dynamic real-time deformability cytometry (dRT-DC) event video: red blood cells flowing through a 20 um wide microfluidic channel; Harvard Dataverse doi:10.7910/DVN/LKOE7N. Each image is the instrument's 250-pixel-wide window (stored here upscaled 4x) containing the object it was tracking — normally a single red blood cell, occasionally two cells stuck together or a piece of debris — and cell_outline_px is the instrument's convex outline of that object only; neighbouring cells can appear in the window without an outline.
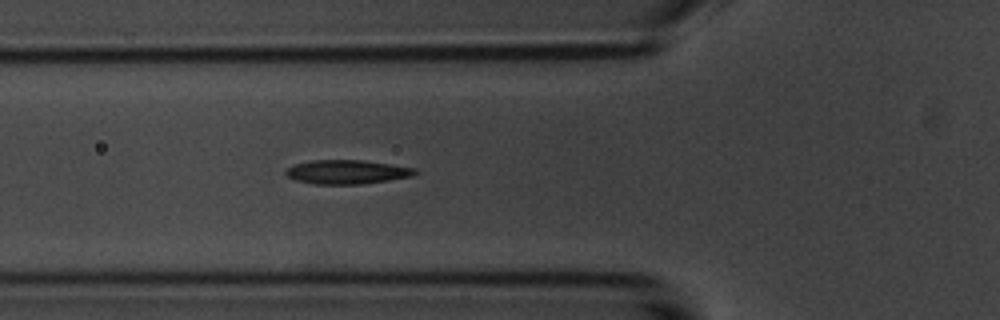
{"species": "common noctule bat (a hibernating species)", "species_latin": "Nyctalus noctula", "temperature_condition": "room temperature", "stored_images_in_passage": 37, "camera_frame_rate_fps": 3000, "um_per_image_px": 0.085, "animal": {"sex": "male", "body_mass_g": 20.1, "forearm_length_mm": 53.5}, "frame": {"image": 1, "passage_image": 7, "time_ms": 2.0, "image_size_px": [1000, 320], "cell_outline_px": [[420, 172], [412, 176], [388, 180], [360, 184], [316, 184], [296, 180], [288, 176], [284, 172], [292, 164], [312, 160], [360, 160], [416, 168]], "centroid_in_image_um": [29.48, 14.61], "position_along_channel_um": 96.3, "area_um2": 17.98}}
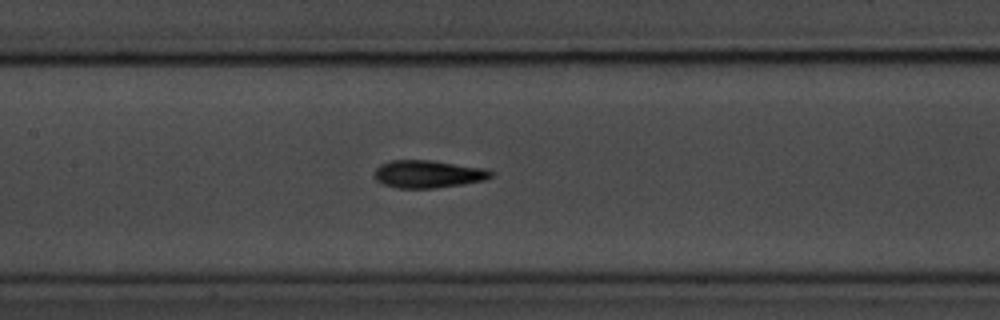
{"frame": {"image": 2, "passage_image": 13, "time_ms": 4.0, "image_size_px": [1000, 320], "cell_outline_px": [[492, 176], [484, 180], [436, 188], [396, 188], [384, 184], [376, 180], [376, 168], [380, 164], [392, 160], [432, 160], [484, 168], [492, 172]], "centroid_in_image_um": [36.37, 14.79], "position_along_channel_um": 171.0, "area_um2": 18.55}}
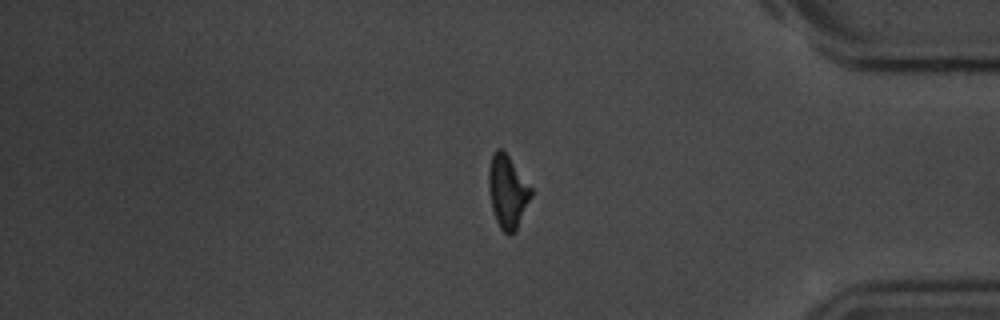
{"frame": {"image": 3, "passage_image": 33, "time_ms": 10.667, "image_size_px": [1000, 320], "cell_outline_px": [[532, 196], [516, 232], [508, 236], [500, 228], [496, 220], [492, 208], [488, 188], [488, 168], [492, 156], [496, 148], [500, 148], [508, 156], [532, 188]], "centroid_in_image_um": [43.14, 16.33], "position_along_channel_um": 392.1, "area_um2": 18.09}, "authors_computed_cell_mechanics": {"area_um2": 18.3226, "velocity_mm_per_s": 3.7001, "shape_relaxation_time_tau1_ms": 3.1088, "shape_relaxation_time_tau2_ms": 3.2869, "deformation_change_tau1": 0.1508, "deformation_change_tau2": 0.1148}}